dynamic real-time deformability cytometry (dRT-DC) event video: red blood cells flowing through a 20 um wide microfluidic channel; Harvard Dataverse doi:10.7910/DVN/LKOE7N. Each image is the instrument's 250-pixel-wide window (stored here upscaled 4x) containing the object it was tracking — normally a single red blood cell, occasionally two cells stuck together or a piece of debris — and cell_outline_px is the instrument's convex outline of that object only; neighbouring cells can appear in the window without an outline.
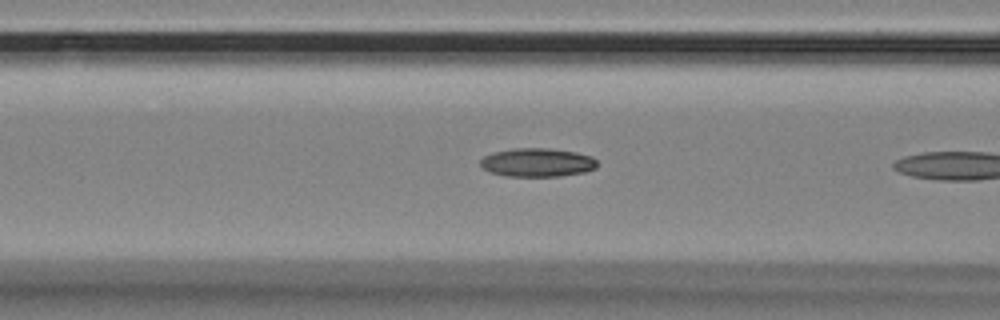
{"species": "Egyptian fruit bat (a non-hibernating species)", "species_latin": "Rousettus aegyptiacus", "temperature_condition": "room temperature", "stored_images_in_passage": 11, "camera_frame_rate_fps": 3000, "um_per_image_px": 0.085, "animal": {"sex": "female"}, "frame": {"image": 1, "passage_image": 10, "time_ms": 3.0, "image_size_px": [1000, 320], "cell_outline_px": [[596, 168], [584, 172], [560, 176], [504, 176], [492, 172], [484, 168], [480, 164], [480, 160], [484, 156], [496, 152], [516, 148], [548, 148], [576, 152], [592, 156], [596, 160]], "centroid_in_image_um": [45.69, 13.81], "position_along_channel_um": 120.9, "area_um2": 19.31}}